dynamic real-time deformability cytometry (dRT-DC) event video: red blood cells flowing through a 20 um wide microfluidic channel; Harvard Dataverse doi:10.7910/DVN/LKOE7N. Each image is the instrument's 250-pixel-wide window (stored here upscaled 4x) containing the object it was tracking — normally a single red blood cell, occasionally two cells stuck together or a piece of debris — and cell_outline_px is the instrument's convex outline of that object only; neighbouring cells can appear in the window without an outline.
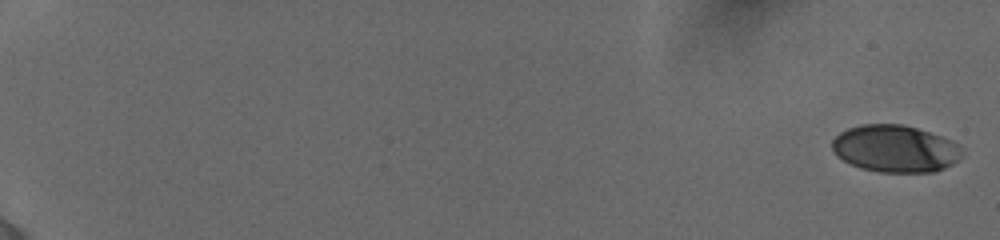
{"species": "human", "species_latin": "Homo sapiens", "temperature_condition": "cold", "stored_images_in_passage": 36, "camera_frame_rate_fps": 3000, "um_per_image_px": 0.085, "donor": {"sex": "female"}, "frame": {"image": 1, "passage_image": 1, "time_ms": 0.0, "image_size_px": [1000, 240], "cell_outline_px": [[964, 156], [952, 164], [936, 172], [880, 172], [860, 168], [836, 156], [832, 148], [832, 140], [840, 132], [848, 128], [860, 124], [904, 124], [952, 140], [960, 144], [964, 152]], "centroid_in_image_um": [76.12, 12.64], "position_along_channel_um": 8.9, "area_um2": 35.95}}
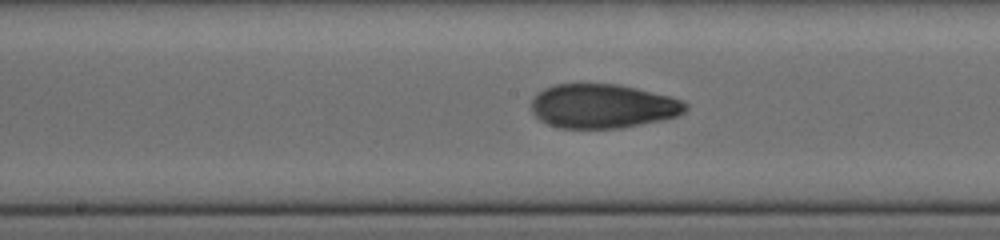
{"frame": {"image": 2, "passage_image": 20, "time_ms": 10.667, "image_size_px": [1000, 240], "cell_outline_px": [[688, 108], [684, 112], [676, 116], [660, 120], [620, 128], [560, 128], [548, 124], [540, 120], [532, 112], [532, 100], [544, 88], [556, 84], [620, 84], [668, 96], [680, 100], [688, 104]], "centroid_in_image_um": [51.22, 9.02], "position_along_channel_um": 197.0, "area_um2": 39.36}}
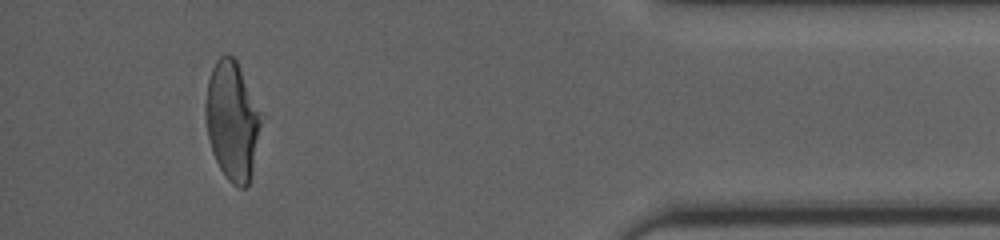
{"frame": {"image": 3, "passage_image": 35, "time_ms": 17.333, "image_size_px": [1000, 240], "cell_outline_px": [[264, 120], [252, 172], [248, 184], [244, 188], [240, 188], [232, 184], [224, 176], [212, 152], [208, 136], [208, 80], [212, 68], [216, 60], [220, 56], [232, 56], [236, 60], [264, 116]], "centroid_in_image_um": [19.82, 10.31], "position_along_channel_um": 415.4, "area_um2": 38.15}, "authors_computed_cell_mechanics": {"area_um2": 38.7838, "velocity_mm_per_s": 3.8669, "shape_relaxation_time_tau1_ms": 4.1143, "shape_relaxation_time_tau2_ms": 1.7649, "deformation_change_tau1": 0.1862, "deformation_change_tau2": 0.0781}}